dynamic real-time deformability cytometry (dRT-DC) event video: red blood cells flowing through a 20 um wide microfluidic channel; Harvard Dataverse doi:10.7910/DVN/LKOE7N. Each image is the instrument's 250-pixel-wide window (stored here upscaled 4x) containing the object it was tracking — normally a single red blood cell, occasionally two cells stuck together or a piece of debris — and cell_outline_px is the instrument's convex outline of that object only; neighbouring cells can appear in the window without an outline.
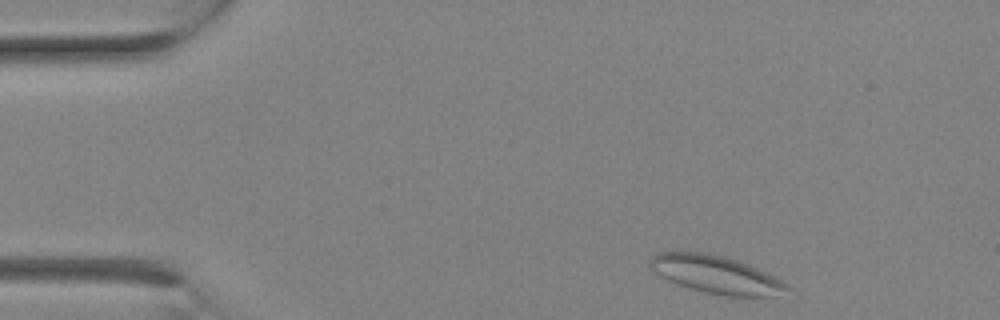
{"species": "Egyptian fruit bat (a non-hibernating species)", "species_latin": "Rousettus aegyptiacus", "temperature_condition": "room temperature", "stored_images_in_passage": 7, "camera_frame_rate_fps": 3000, "um_per_image_px": 0.085, "animal": {"sex": "female"}, "frame": {"image": 1, "passage_image": 1, "time_ms": 0.0, "image_size_px": [1000, 320], "cell_outline_px": [[792, 288], [776, 296], [724, 296], [704, 292], [668, 280], [660, 276], [648, 264], [652, 256], [656, 252], [704, 252], [724, 256], [748, 264], [788, 284]], "centroid_in_image_um": [60.86, 23.33], "position_along_channel_um": 24.1, "area_um2": 29.82}}